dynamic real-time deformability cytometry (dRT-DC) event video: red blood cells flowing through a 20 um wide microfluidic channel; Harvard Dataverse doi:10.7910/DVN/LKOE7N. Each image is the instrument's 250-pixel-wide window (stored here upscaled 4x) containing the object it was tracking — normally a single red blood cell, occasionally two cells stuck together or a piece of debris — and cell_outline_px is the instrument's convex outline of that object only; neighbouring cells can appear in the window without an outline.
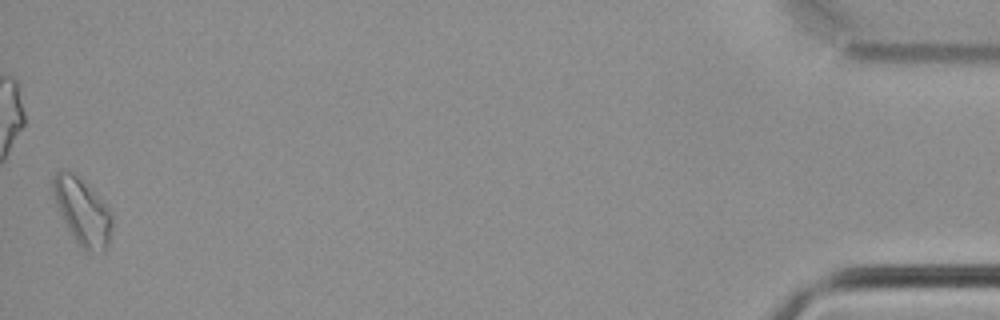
{"species": "common noctule bat (a hibernating species)", "species_latin": "Nyctalus noctula", "temperature_condition": "cold", "stored_images_in_passage": 46, "camera_frame_rate_fps": 3000, "um_per_image_px": 0.085, "animal": {"sex": "male", "body_mass_g": 21.5, "forearm_length_mm": 52.0}, "frame": {"image": 1, "passage_image": 46, "time_ms": 15.0, "image_size_px": [1000, 320], "cell_outline_px": [[112, 228], [108, 244], [104, 252], [88, 252], [72, 236], [56, 204], [52, 188], [52, 180], [56, 172], [60, 168], [64, 168], [72, 172], [104, 204], [112, 216]], "centroid_in_image_um": [6.98, 17.99], "position_along_channel_um": 428.2, "area_um2": 22.14}}